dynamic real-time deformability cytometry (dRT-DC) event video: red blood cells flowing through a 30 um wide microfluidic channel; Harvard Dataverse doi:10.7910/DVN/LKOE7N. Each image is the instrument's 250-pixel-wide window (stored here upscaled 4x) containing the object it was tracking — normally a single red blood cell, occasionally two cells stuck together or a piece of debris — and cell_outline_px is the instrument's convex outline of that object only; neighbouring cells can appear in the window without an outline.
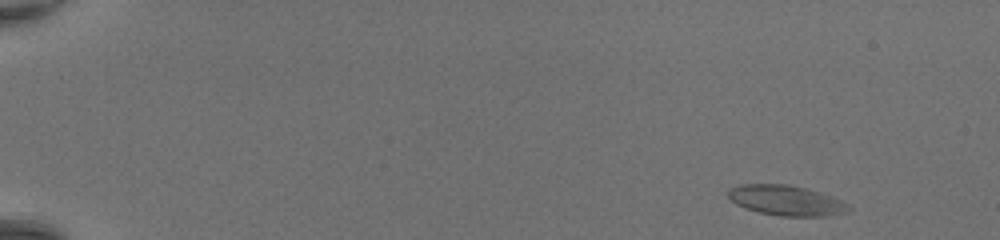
{"species": "common noctule bat (a hibernating species)", "species_latin": "Nyctalus noctula", "temperature_condition": "room temperature", "stored_images_in_passage": 46, "camera_frame_rate_fps": 3000, "um_per_image_px": 0.085, "animal": {"sex": "female", "body_mass_g": 20.0, "forearm_length_mm": 54.0}, "frame": {"image": 1, "passage_image": 2, "time_ms": 0.333, "image_size_px": [1000, 240], "cell_outline_px": [[852, 208], [848, 212], [828, 216], [780, 216], [760, 212], [744, 208], [736, 204], [728, 196], [728, 188], [740, 184], [788, 184], [804, 188], [832, 196], [848, 204]], "centroid_in_image_um": [66.82, 17.04], "position_along_channel_um": 18.2, "area_um2": 21.21}}
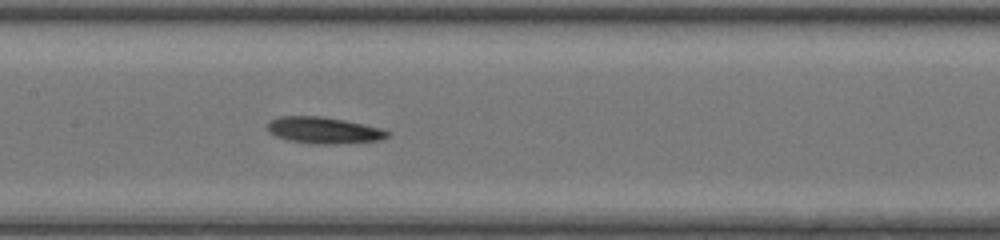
{"frame": {"image": 2, "passage_image": 24, "time_ms": 7.667, "image_size_px": [1000, 240], "cell_outline_px": [[392, 132], [388, 136], [380, 140], [336, 144], [316, 144], [288, 140], [276, 136], [268, 132], [268, 124], [272, 120], [280, 116], [320, 116], [344, 120], [384, 128]], "centroid_in_image_um": [27.57, 11.07], "position_along_channel_um": 179.8, "area_um2": 18.55}}
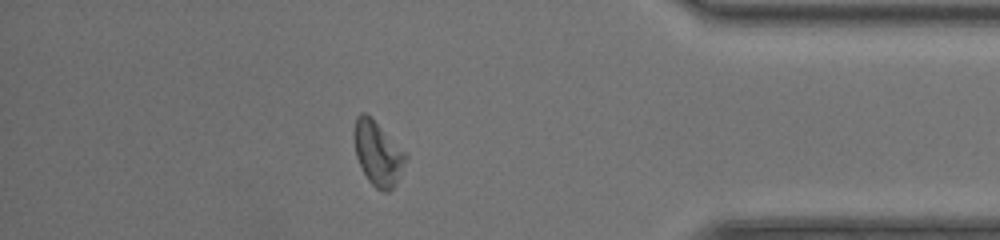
{"frame": {"image": 3, "passage_image": 41, "time_ms": 13.333, "image_size_px": [1000, 240], "cell_outline_px": [[408, 156], [396, 184], [388, 192], [384, 192], [376, 188], [368, 180], [356, 156], [352, 136], [352, 132], [356, 116], [360, 112], [364, 112], [372, 116]], "centroid_in_image_um": [32.08, 12.99], "position_along_channel_um": 403.1, "area_um2": 19.48}, "authors_computed_cell_mechanics": {"area_um2": 19.3919, "velocity_mm_per_s": 4.3626, "shape_relaxation_time_tau1_ms": null, "shape_relaxation_time_tau2_ms": 4.9755, "deformation_change_tau1": null, "deformation_change_tau2": 0.1449}}